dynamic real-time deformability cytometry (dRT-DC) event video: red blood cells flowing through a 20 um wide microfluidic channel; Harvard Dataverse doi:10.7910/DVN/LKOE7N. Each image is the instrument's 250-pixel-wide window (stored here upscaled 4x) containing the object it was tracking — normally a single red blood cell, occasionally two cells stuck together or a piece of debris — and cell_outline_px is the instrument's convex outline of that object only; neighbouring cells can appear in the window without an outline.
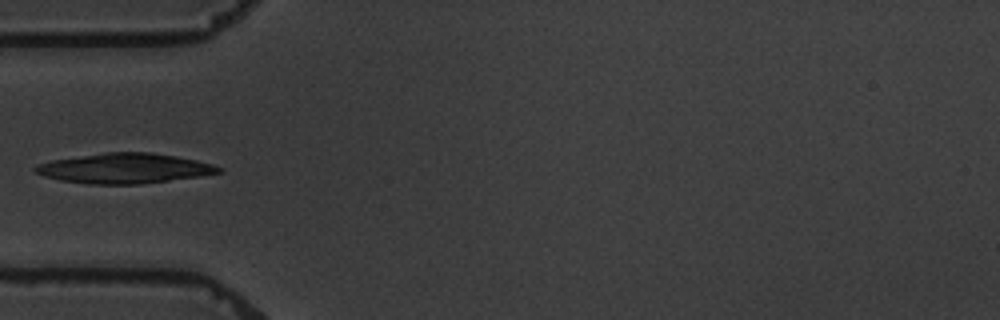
{"species": "common noctule bat (a hibernating species)", "species_latin": "Nyctalus noctula", "temperature_condition": "warm", "stored_images_in_passage": 15, "segment_of_instrument_passage": [2, 2], "camera_frame_rate_fps": 3000, "um_per_image_px": 0.085, "animal": {"sex": "male", "body_mass_g": 19.5, "forearm_length_mm": 54.6}, "frame": {"image": 1, "passage_image": 5, "time_ms": 6.0, "image_size_px": [1000, 320], "cell_outline_px": [[224, 168], [220, 172], [200, 176], [140, 184], [88, 184], [60, 180], [44, 176], [36, 172], [32, 168], [36, 164], [52, 160], [108, 152], [152, 152], [176, 156], [196, 160], [212, 164]], "centroid_in_image_um": [10.57, 14.31], "position_along_channel_um": 74.4, "area_um2": 31.96}}
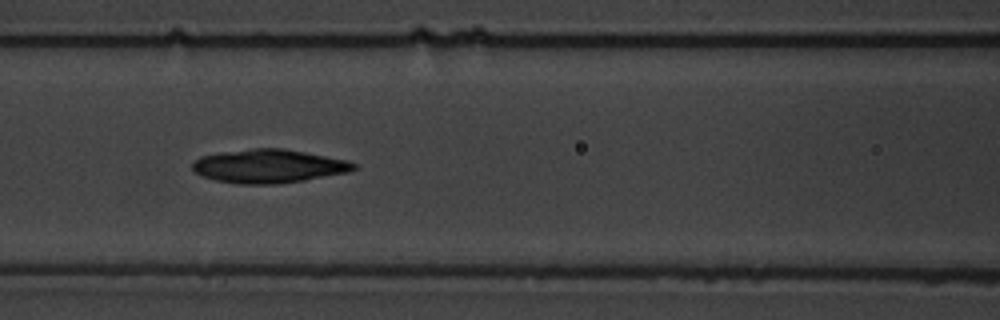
{"frame": {"image": 2, "passage_image": 7, "time_ms": 8.0, "image_size_px": [1000, 320], "cell_outline_px": [[356, 168], [348, 172], [304, 180], [276, 184], [236, 184], [216, 180], [200, 176], [192, 168], [192, 164], [200, 156], [220, 152], [252, 148], [284, 148], [348, 160], [356, 164]], "centroid_in_image_um": [22.82, 14.12], "position_along_channel_um": 143.8, "area_um2": 31.62}}
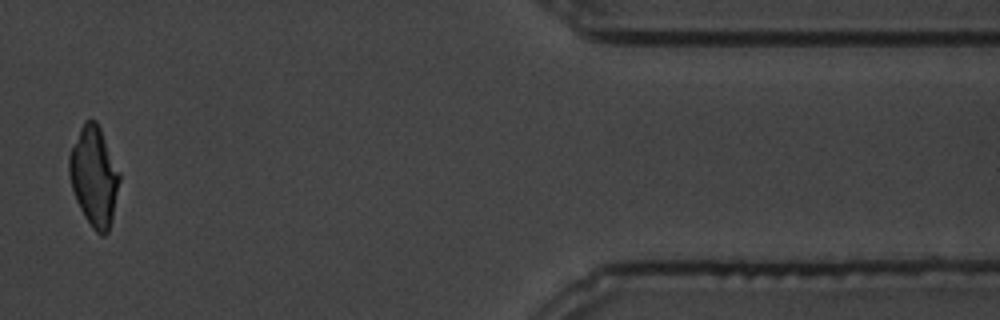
{"frame": {"image": 3, "passage_image": 14, "time_ms": 17.0, "image_size_px": [1000, 320], "cell_outline_px": [[120, 180], [112, 216], [108, 232], [104, 236], [100, 236], [92, 228], [84, 216], [76, 200], [72, 188], [68, 172], [68, 156], [80, 128], [84, 120], [88, 116], [96, 120], [100, 128], [120, 172]], "centroid_in_image_um": [7.98, 14.96], "position_along_channel_um": 403.4, "area_um2": 29.19}}